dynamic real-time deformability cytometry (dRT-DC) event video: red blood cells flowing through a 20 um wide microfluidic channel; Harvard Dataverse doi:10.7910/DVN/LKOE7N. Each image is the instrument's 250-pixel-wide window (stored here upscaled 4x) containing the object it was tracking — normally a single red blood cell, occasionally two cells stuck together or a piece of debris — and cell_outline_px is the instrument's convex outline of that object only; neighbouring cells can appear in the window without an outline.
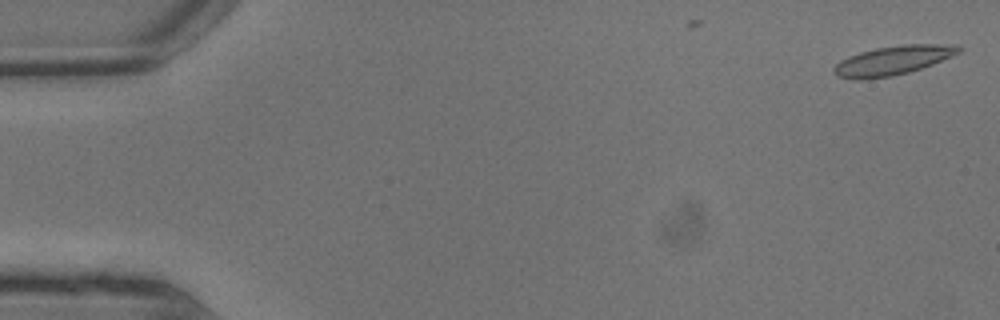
{"species": "common noctule bat (a hibernating species)", "species_latin": "Nyctalus noctula", "temperature_condition": "warm", "stored_images_in_passage": 5, "camera_frame_rate_fps": 3000, "um_per_image_px": 0.085, "animal": {"sex": "male", "body_mass_g": 13.3}, "frame": {"image": 1, "passage_image": 1, "time_ms": 0.0, "image_size_px": [1000, 320], "cell_outline_px": [[964, 48], [960, 52], [952, 56], [932, 64], [908, 72], [892, 76], [864, 80], [856, 80], [836, 76], [832, 72], [832, 68], [840, 60], [848, 56], [860, 52], [876, 48], [904, 44], [960, 44]], "centroid_in_image_um": [75.89, 5.13], "position_along_channel_um": 9.1, "area_um2": 21.44}}